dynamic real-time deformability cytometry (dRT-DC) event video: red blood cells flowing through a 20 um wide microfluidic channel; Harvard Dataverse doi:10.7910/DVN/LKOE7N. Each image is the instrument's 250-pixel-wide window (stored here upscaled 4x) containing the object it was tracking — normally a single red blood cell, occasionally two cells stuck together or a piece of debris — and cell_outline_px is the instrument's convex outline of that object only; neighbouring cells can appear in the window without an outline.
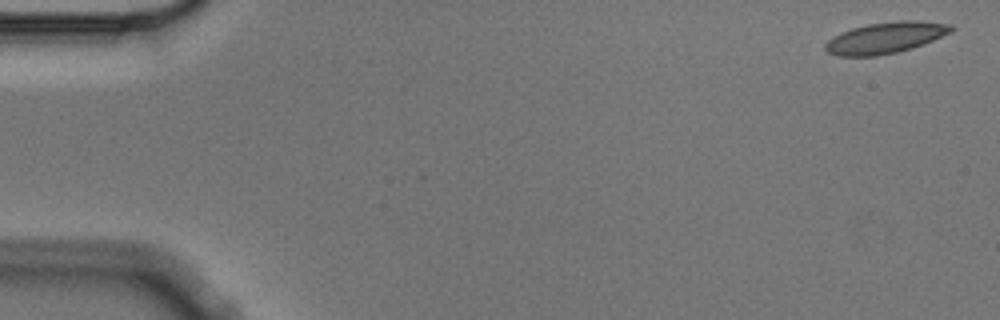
{"species": "Egyptian fruit bat (a non-hibernating species)", "species_latin": "Rousettus aegyptiacus", "temperature_condition": "cold", "stored_images_in_passage": 6, "camera_frame_rate_fps": 3000, "um_per_image_px": 0.085, "animal": {"sex": "male"}, "frame": {"image": 1, "passage_image": 1, "time_ms": 0.0, "image_size_px": [1000, 320], "cell_outline_px": [[956, 28], [952, 32], [924, 44], [912, 48], [896, 52], [876, 56], [836, 56], [828, 52], [824, 48], [824, 44], [832, 36], [840, 32], [852, 28], [868, 24], [900, 20], [920, 20], [952, 24]], "centroid_in_image_um": [75.29, 3.2], "position_along_channel_um": 9.7, "area_um2": 23.18}}
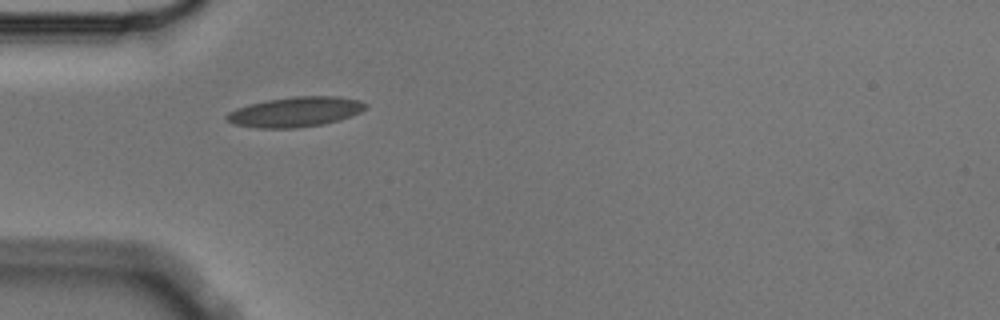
{"frame": {"image": 2, "passage_image": 5, "time_ms": 1.333, "image_size_px": [1000, 320], "cell_outline_px": [[368, 104], [360, 112], [340, 120], [324, 124], [296, 128], [256, 128], [232, 124], [224, 116], [228, 112], [236, 108], [248, 104], [268, 100], [296, 96], [336, 96], [360, 100]], "centroid_in_image_um": [25.08, 9.51], "position_along_channel_um": 59.9, "area_um2": 24.33}}
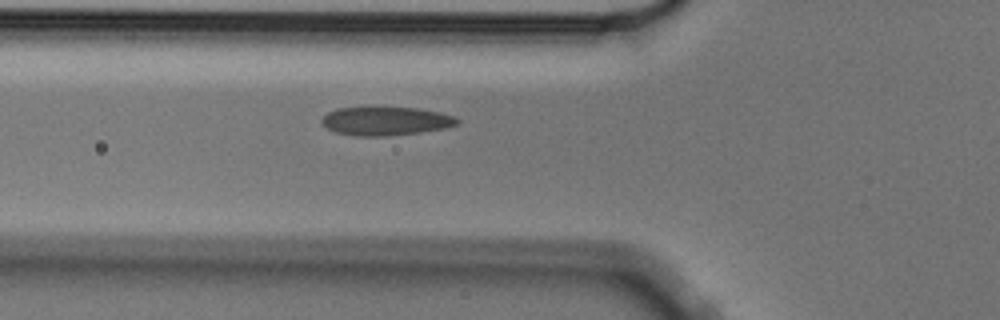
{"frame": {"image": 3, "passage_image": 6, "time_ms": 1.667, "image_size_px": [1000, 320], "cell_outline_px": [[460, 120], [456, 124], [444, 128], [420, 132], [384, 136], [356, 136], [336, 132], [320, 124], [320, 120], [328, 112], [336, 108], [416, 108], [440, 112], [456, 116]], "centroid_in_image_um": [32.77, 10.29], "position_along_channel_um": 93.0, "area_um2": 22.37}}